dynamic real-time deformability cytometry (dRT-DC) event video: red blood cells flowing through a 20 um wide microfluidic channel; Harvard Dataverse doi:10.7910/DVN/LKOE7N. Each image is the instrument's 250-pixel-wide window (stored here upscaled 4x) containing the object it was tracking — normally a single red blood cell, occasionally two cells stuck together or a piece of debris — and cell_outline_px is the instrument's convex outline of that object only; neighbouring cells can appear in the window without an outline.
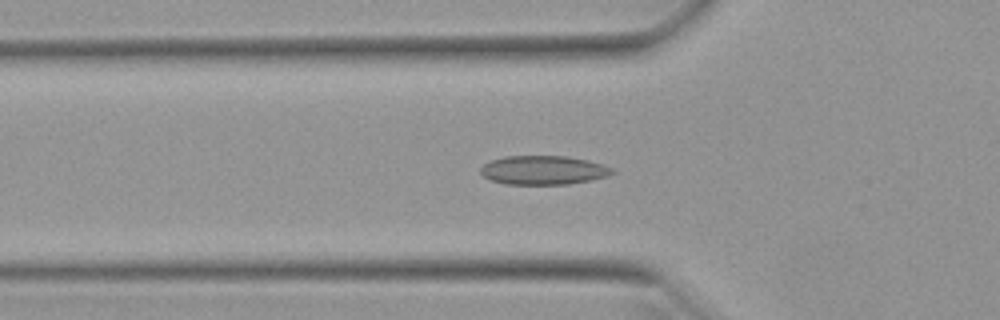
{"species": "Egyptian fruit bat (a non-hibernating species)", "species_latin": "Rousettus aegyptiacus", "temperature_condition": "warm", "stored_images_in_passage": 31, "camera_frame_rate_fps": 3000, "um_per_image_px": 0.085, "animal": {"sex": "female"}, "frame": {"image": 1, "passage_image": 13, "time_ms": 4.0, "image_size_px": [1000, 320], "cell_outline_px": [[616, 172], [608, 176], [592, 180], [568, 184], [504, 184], [492, 180], [484, 176], [480, 172], [480, 168], [484, 164], [492, 160], [504, 156], [568, 156], [588, 160], [604, 164], [612, 168]], "centroid_in_image_um": [46.22, 14.46], "position_along_channel_um": 79.6, "area_um2": 22.31}}
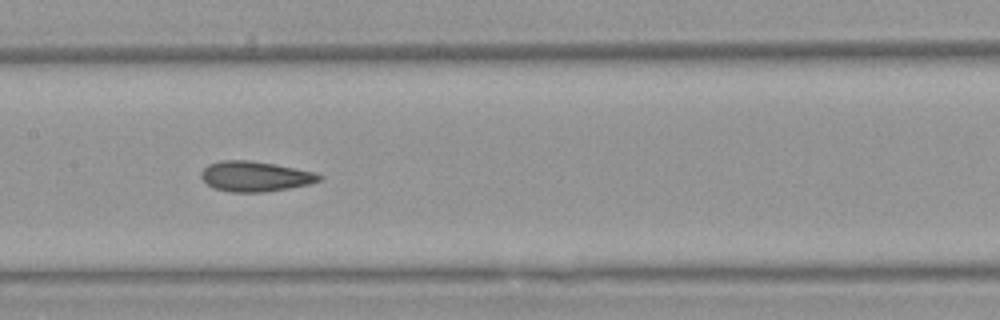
{"frame": {"image": 2, "passage_image": 21, "time_ms": 6.667, "image_size_px": [1000, 320], "cell_outline_px": [[324, 176], [320, 180], [312, 184], [288, 188], [260, 192], [228, 192], [212, 188], [200, 176], [200, 172], [208, 164], [220, 160], [248, 160], [276, 164], [316, 172]], "centroid_in_image_um": [21.69, 14.99], "position_along_channel_um": 185.7, "area_um2": 20.98}}
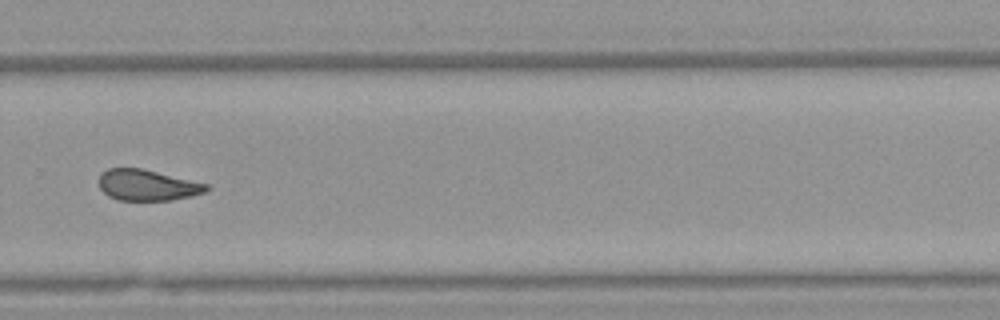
{"frame": {"image": 3, "passage_image": 31, "time_ms": 10.0, "image_size_px": [1000, 320], "cell_outline_px": [[212, 188], [204, 192], [192, 196], [172, 200], [116, 200], [108, 196], [100, 188], [100, 176], [108, 168], [144, 168], [212, 184]], "centroid_in_image_um": [12.62, 15.73], "position_along_channel_um": 317.2, "area_um2": 19.77}}